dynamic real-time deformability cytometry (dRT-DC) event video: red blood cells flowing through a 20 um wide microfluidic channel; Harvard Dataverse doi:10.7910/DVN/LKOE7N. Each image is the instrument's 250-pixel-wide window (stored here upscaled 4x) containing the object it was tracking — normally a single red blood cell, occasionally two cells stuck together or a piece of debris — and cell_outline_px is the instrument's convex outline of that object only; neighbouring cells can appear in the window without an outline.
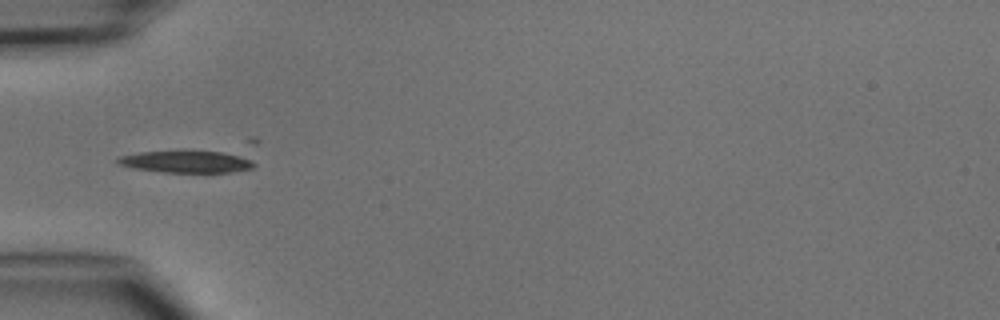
{"species": "common noctule bat (a hibernating species)", "species_latin": "Nyctalus noctula", "temperature_condition": "cold", "stored_images_in_passage": 6, "segment_of_instrument_passage": [2, 2], "camera_frame_rate_fps": 3000, "um_per_image_px": 0.085, "animal": {"sex": "male", "body_mass_g": 15.6}, "frame": {"image": 1, "passage_image": 5, "time_ms": 4.667, "image_size_px": [1000, 320], "cell_outline_px": [[256, 164], [252, 168], [232, 172], [164, 172], [132, 168], [116, 164], [116, 160], [120, 156], [140, 152], [220, 152], [248, 156]], "centroid_in_image_um": [15.87, 13.76], "position_along_channel_um": 69.1, "area_um2": 17.28}}